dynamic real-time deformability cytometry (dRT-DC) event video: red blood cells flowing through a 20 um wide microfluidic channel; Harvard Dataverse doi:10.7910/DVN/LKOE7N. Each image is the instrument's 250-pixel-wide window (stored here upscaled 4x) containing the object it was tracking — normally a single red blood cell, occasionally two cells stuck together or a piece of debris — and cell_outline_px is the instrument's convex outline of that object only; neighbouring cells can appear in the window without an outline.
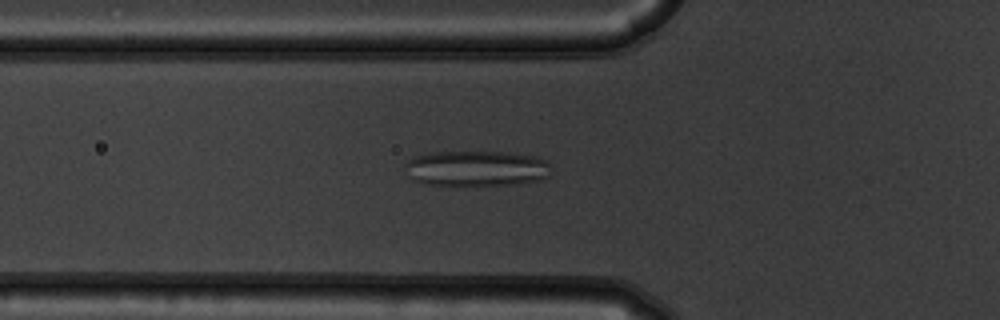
{"species": "common noctule bat (a hibernating species)", "species_latin": "Nyctalus noctula", "temperature_condition": "warm", "stored_images_in_passage": 46, "segment_of_instrument_passage": [1, 2], "camera_frame_rate_fps": 3000, "um_per_image_px": 0.085, "animal": {"sex": "male", "body_mass_g": 19.5, "forearm_length_mm": 54.6}, "frame": {"image": 1, "passage_image": 10, "time_ms": 3.0, "image_size_px": [1000, 320], "cell_outline_px": [[552, 168], [548, 176], [536, 180], [516, 184], [468, 188], [456, 188], [424, 184], [412, 180], [408, 176], [404, 164], [408, 160], [416, 156], [432, 152], [504, 152], [532, 156], [544, 160]], "centroid_in_image_um": [40.41, 14.37], "position_along_channel_um": 85.4, "area_um2": 31.33}}
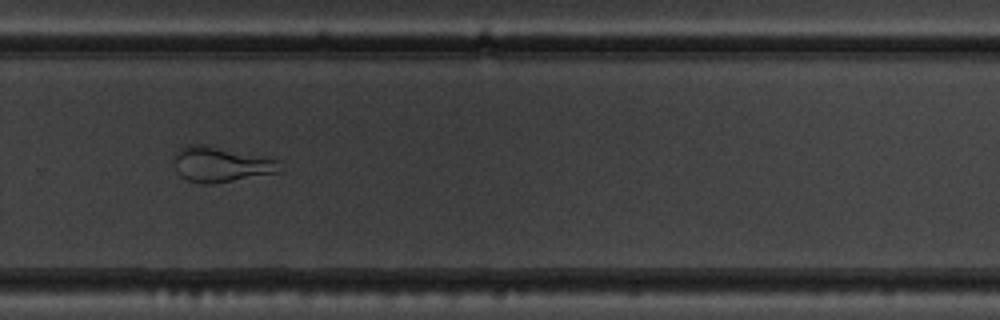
{"frame": {"image": 2, "passage_image": 28, "time_ms": 9.0, "image_size_px": [1000, 320], "cell_outline_px": [[280, 172], [212, 184], [200, 184], [188, 180], [180, 176], [176, 172], [176, 152], [180, 148], [188, 144], [204, 144], [276, 160]], "centroid_in_image_um": [18.71, 13.98], "position_along_channel_um": 311.1, "area_um2": 21.21}}
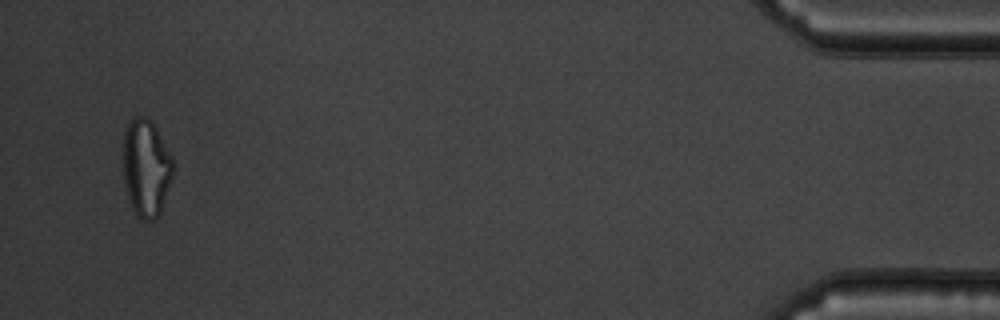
{"frame": {"image": 3, "passage_image": 43, "time_ms": 14.0, "image_size_px": [1000, 320], "cell_outline_px": [[172, 176], [160, 212], [156, 220], [140, 220], [136, 216], [132, 208], [124, 184], [124, 128], [128, 120], [132, 116], [144, 116], [152, 120], [172, 156]], "centroid_in_image_um": [12.4, 14.24], "position_along_channel_um": 422.8, "area_um2": 28.44}}